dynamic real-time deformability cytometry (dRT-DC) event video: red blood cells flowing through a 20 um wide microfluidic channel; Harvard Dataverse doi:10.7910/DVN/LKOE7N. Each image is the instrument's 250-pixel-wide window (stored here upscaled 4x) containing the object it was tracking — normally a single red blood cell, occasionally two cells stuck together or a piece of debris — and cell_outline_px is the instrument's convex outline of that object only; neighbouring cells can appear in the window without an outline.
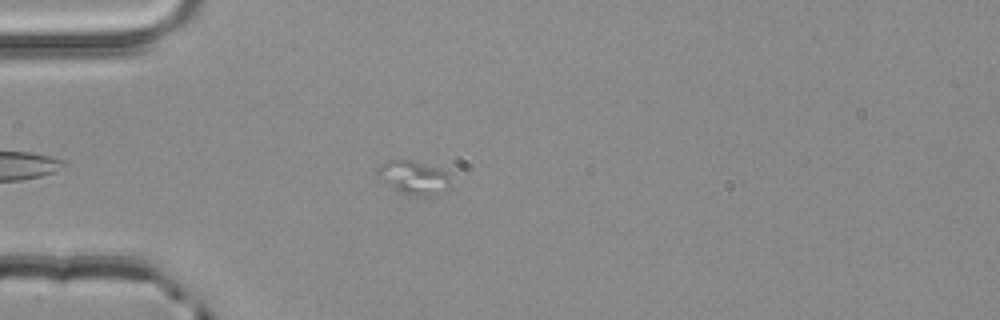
{"species": "common noctule bat (a hibernating species)", "species_latin": "Nyctalus noctula", "temperature_condition": "room temperature", "stored_images_in_passage": 11, "camera_frame_rate_fps": 3000, "um_per_image_px": 0.085, "animal": {"sex": "male", "body_mass_g": 20.4}, "frame": {"image": 1, "passage_image": 8, "time_ms": 2.333, "image_size_px": [1000, 320], "cell_outline_px": [[448, 188], [432, 196], [420, 196], [404, 192], [380, 180], [376, 176], [376, 168], [388, 160], [400, 156], [440, 168], [448, 172]], "centroid_in_image_um": [35.12, 15.01], "position_along_channel_um": 49.9, "area_um2": 14.45}}